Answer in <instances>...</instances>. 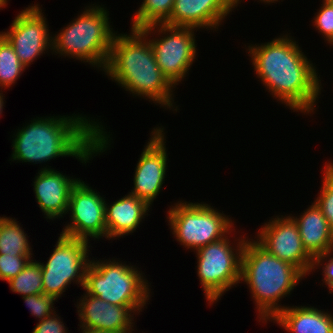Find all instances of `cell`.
<instances>
[{
  "label": "cell",
  "instance_id": "cell-16",
  "mask_svg": "<svg viewBox=\"0 0 333 333\" xmlns=\"http://www.w3.org/2000/svg\"><path fill=\"white\" fill-rule=\"evenodd\" d=\"M79 178H72L51 169V166L40 168L35 176L33 189L37 204L46 219L54 220L68 214V203L72 188Z\"/></svg>",
  "mask_w": 333,
  "mask_h": 333
},
{
  "label": "cell",
  "instance_id": "cell-2",
  "mask_svg": "<svg viewBox=\"0 0 333 333\" xmlns=\"http://www.w3.org/2000/svg\"><path fill=\"white\" fill-rule=\"evenodd\" d=\"M296 43L285 33L260 46L250 44L246 51L255 74L273 97L294 112L311 114L321 93V80Z\"/></svg>",
  "mask_w": 333,
  "mask_h": 333
},
{
  "label": "cell",
  "instance_id": "cell-17",
  "mask_svg": "<svg viewBox=\"0 0 333 333\" xmlns=\"http://www.w3.org/2000/svg\"><path fill=\"white\" fill-rule=\"evenodd\" d=\"M235 6L229 0H175L169 26L218 29ZM198 28V29H197Z\"/></svg>",
  "mask_w": 333,
  "mask_h": 333
},
{
  "label": "cell",
  "instance_id": "cell-9",
  "mask_svg": "<svg viewBox=\"0 0 333 333\" xmlns=\"http://www.w3.org/2000/svg\"><path fill=\"white\" fill-rule=\"evenodd\" d=\"M57 243L46 264L40 262L43 294L56 300L71 282L84 286L85 273L90 264L87 240L70 238L59 234ZM68 285V286H67Z\"/></svg>",
  "mask_w": 333,
  "mask_h": 333
},
{
  "label": "cell",
  "instance_id": "cell-1",
  "mask_svg": "<svg viewBox=\"0 0 333 333\" xmlns=\"http://www.w3.org/2000/svg\"><path fill=\"white\" fill-rule=\"evenodd\" d=\"M72 115L36 117L18 129L10 160L37 164L72 156L86 164L105 152L111 141L105 127L86 115Z\"/></svg>",
  "mask_w": 333,
  "mask_h": 333
},
{
  "label": "cell",
  "instance_id": "cell-3",
  "mask_svg": "<svg viewBox=\"0 0 333 333\" xmlns=\"http://www.w3.org/2000/svg\"><path fill=\"white\" fill-rule=\"evenodd\" d=\"M104 73L133 96L177 112L173 105L176 87L158 67L148 35L140 29L131 28L130 34L116 32Z\"/></svg>",
  "mask_w": 333,
  "mask_h": 333
},
{
  "label": "cell",
  "instance_id": "cell-33",
  "mask_svg": "<svg viewBox=\"0 0 333 333\" xmlns=\"http://www.w3.org/2000/svg\"><path fill=\"white\" fill-rule=\"evenodd\" d=\"M8 0H0V9L1 8H5V6L7 5Z\"/></svg>",
  "mask_w": 333,
  "mask_h": 333
},
{
  "label": "cell",
  "instance_id": "cell-31",
  "mask_svg": "<svg viewBox=\"0 0 333 333\" xmlns=\"http://www.w3.org/2000/svg\"><path fill=\"white\" fill-rule=\"evenodd\" d=\"M82 333H115V332H105V331H99V330H93V329H89V328H83L80 327Z\"/></svg>",
  "mask_w": 333,
  "mask_h": 333
},
{
  "label": "cell",
  "instance_id": "cell-22",
  "mask_svg": "<svg viewBox=\"0 0 333 333\" xmlns=\"http://www.w3.org/2000/svg\"><path fill=\"white\" fill-rule=\"evenodd\" d=\"M175 0H143L132 19V29H142L155 24H165Z\"/></svg>",
  "mask_w": 333,
  "mask_h": 333
},
{
  "label": "cell",
  "instance_id": "cell-14",
  "mask_svg": "<svg viewBox=\"0 0 333 333\" xmlns=\"http://www.w3.org/2000/svg\"><path fill=\"white\" fill-rule=\"evenodd\" d=\"M143 152L138 159L134 174V187L129 194L146 201L150 206L165 183L167 150L164 127H155Z\"/></svg>",
  "mask_w": 333,
  "mask_h": 333
},
{
  "label": "cell",
  "instance_id": "cell-20",
  "mask_svg": "<svg viewBox=\"0 0 333 333\" xmlns=\"http://www.w3.org/2000/svg\"><path fill=\"white\" fill-rule=\"evenodd\" d=\"M288 333H333V316L312 306H286L271 322Z\"/></svg>",
  "mask_w": 333,
  "mask_h": 333
},
{
  "label": "cell",
  "instance_id": "cell-18",
  "mask_svg": "<svg viewBox=\"0 0 333 333\" xmlns=\"http://www.w3.org/2000/svg\"><path fill=\"white\" fill-rule=\"evenodd\" d=\"M150 205L128 193L112 204H105L107 239L129 235L137 229L142 219L148 215Z\"/></svg>",
  "mask_w": 333,
  "mask_h": 333
},
{
  "label": "cell",
  "instance_id": "cell-35",
  "mask_svg": "<svg viewBox=\"0 0 333 333\" xmlns=\"http://www.w3.org/2000/svg\"><path fill=\"white\" fill-rule=\"evenodd\" d=\"M235 7L240 4V0H229Z\"/></svg>",
  "mask_w": 333,
  "mask_h": 333
},
{
  "label": "cell",
  "instance_id": "cell-11",
  "mask_svg": "<svg viewBox=\"0 0 333 333\" xmlns=\"http://www.w3.org/2000/svg\"><path fill=\"white\" fill-rule=\"evenodd\" d=\"M105 204L103 196L79 179L70 193V224L63 228L61 235L87 241L89 237L94 240L102 237L107 239Z\"/></svg>",
  "mask_w": 333,
  "mask_h": 333
},
{
  "label": "cell",
  "instance_id": "cell-25",
  "mask_svg": "<svg viewBox=\"0 0 333 333\" xmlns=\"http://www.w3.org/2000/svg\"><path fill=\"white\" fill-rule=\"evenodd\" d=\"M323 181L315 203L320 207L333 232V163L324 166Z\"/></svg>",
  "mask_w": 333,
  "mask_h": 333
},
{
  "label": "cell",
  "instance_id": "cell-29",
  "mask_svg": "<svg viewBox=\"0 0 333 333\" xmlns=\"http://www.w3.org/2000/svg\"><path fill=\"white\" fill-rule=\"evenodd\" d=\"M333 249L326 252L323 255H320L314 259V264L312 270L318 269L319 266H323L322 268V279L323 283L327 285L329 288V293H333ZM329 259V260H328ZM327 261V262H326ZM324 262V264H323ZM323 264V265H322ZM317 267V268H316Z\"/></svg>",
  "mask_w": 333,
  "mask_h": 333
},
{
  "label": "cell",
  "instance_id": "cell-30",
  "mask_svg": "<svg viewBox=\"0 0 333 333\" xmlns=\"http://www.w3.org/2000/svg\"><path fill=\"white\" fill-rule=\"evenodd\" d=\"M32 333H68V331L63 321L54 312L52 315L39 321Z\"/></svg>",
  "mask_w": 333,
  "mask_h": 333
},
{
  "label": "cell",
  "instance_id": "cell-15",
  "mask_svg": "<svg viewBox=\"0 0 333 333\" xmlns=\"http://www.w3.org/2000/svg\"><path fill=\"white\" fill-rule=\"evenodd\" d=\"M82 296L83 298L77 303L80 327L93 330L132 333L135 324L132 322L134 315L142 312L144 308V306L113 305L87 293Z\"/></svg>",
  "mask_w": 333,
  "mask_h": 333
},
{
  "label": "cell",
  "instance_id": "cell-8",
  "mask_svg": "<svg viewBox=\"0 0 333 333\" xmlns=\"http://www.w3.org/2000/svg\"><path fill=\"white\" fill-rule=\"evenodd\" d=\"M228 235L196 251L197 274L210 306L241 283V257L247 238L237 239L235 248Z\"/></svg>",
  "mask_w": 333,
  "mask_h": 333
},
{
  "label": "cell",
  "instance_id": "cell-32",
  "mask_svg": "<svg viewBox=\"0 0 333 333\" xmlns=\"http://www.w3.org/2000/svg\"><path fill=\"white\" fill-rule=\"evenodd\" d=\"M3 95H5V94H3L2 92L0 93V115L2 114V111H3V106H4V97L5 96H3Z\"/></svg>",
  "mask_w": 333,
  "mask_h": 333
},
{
  "label": "cell",
  "instance_id": "cell-21",
  "mask_svg": "<svg viewBox=\"0 0 333 333\" xmlns=\"http://www.w3.org/2000/svg\"><path fill=\"white\" fill-rule=\"evenodd\" d=\"M20 225L16 219L0 216V254L32 257L27 234Z\"/></svg>",
  "mask_w": 333,
  "mask_h": 333
},
{
  "label": "cell",
  "instance_id": "cell-26",
  "mask_svg": "<svg viewBox=\"0 0 333 333\" xmlns=\"http://www.w3.org/2000/svg\"><path fill=\"white\" fill-rule=\"evenodd\" d=\"M322 4L313 19V24L324 36V40L333 45V0H323Z\"/></svg>",
  "mask_w": 333,
  "mask_h": 333
},
{
  "label": "cell",
  "instance_id": "cell-5",
  "mask_svg": "<svg viewBox=\"0 0 333 333\" xmlns=\"http://www.w3.org/2000/svg\"><path fill=\"white\" fill-rule=\"evenodd\" d=\"M97 5L85 7L70 25L52 36L51 51L104 71L116 33L110 25L109 11Z\"/></svg>",
  "mask_w": 333,
  "mask_h": 333
},
{
  "label": "cell",
  "instance_id": "cell-7",
  "mask_svg": "<svg viewBox=\"0 0 333 333\" xmlns=\"http://www.w3.org/2000/svg\"><path fill=\"white\" fill-rule=\"evenodd\" d=\"M171 206L168 225L177 242L187 249L197 251L235 230L231 217L204 202L177 201Z\"/></svg>",
  "mask_w": 333,
  "mask_h": 333
},
{
  "label": "cell",
  "instance_id": "cell-23",
  "mask_svg": "<svg viewBox=\"0 0 333 333\" xmlns=\"http://www.w3.org/2000/svg\"><path fill=\"white\" fill-rule=\"evenodd\" d=\"M10 290L23 296L43 294L40 262L30 260L25 268L8 281Z\"/></svg>",
  "mask_w": 333,
  "mask_h": 333
},
{
  "label": "cell",
  "instance_id": "cell-19",
  "mask_svg": "<svg viewBox=\"0 0 333 333\" xmlns=\"http://www.w3.org/2000/svg\"><path fill=\"white\" fill-rule=\"evenodd\" d=\"M298 217L289 215L297 224L302 244L315 259L333 249V232L315 201Z\"/></svg>",
  "mask_w": 333,
  "mask_h": 333
},
{
  "label": "cell",
  "instance_id": "cell-34",
  "mask_svg": "<svg viewBox=\"0 0 333 333\" xmlns=\"http://www.w3.org/2000/svg\"><path fill=\"white\" fill-rule=\"evenodd\" d=\"M260 1L268 4L278 2V0H260ZM240 2H242V0H240Z\"/></svg>",
  "mask_w": 333,
  "mask_h": 333
},
{
  "label": "cell",
  "instance_id": "cell-6",
  "mask_svg": "<svg viewBox=\"0 0 333 333\" xmlns=\"http://www.w3.org/2000/svg\"><path fill=\"white\" fill-rule=\"evenodd\" d=\"M111 260L90 261L85 273V293L113 305L146 306L150 289L142 272L132 264Z\"/></svg>",
  "mask_w": 333,
  "mask_h": 333
},
{
  "label": "cell",
  "instance_id": "cell-4",
  "mask_svg": "<svg viewBox=\"0 0 333 333\" xmlns=\"http://www.w3.org/2000/svg\"><path fill=\"white\" fill-rule=\"evenodd\" d=\"M303 277L297 267L273 256L256 240L247 237L241 257L240 281L249 287L259 322L272 320L286 307L279 302L291 294Z\"/></svg>",
  "mask_w": 333,
  "mask_h": 333
},
{
  "label": "cell",
  "instance_id": "cell-27",
  "mask_svg": "<svg viewBox=\"0 0 333 333\" xmlns=\"http://www.w3.org/2000/svg\"><path fill=\"white\" fill-rule=\"evenodd\" d=\"M26 305L29 307L30 314L42 321L44 318L52 315L55 311V298L46 294H35L23 296ZM54 309V310H53Z\"/></svg>",
  "mask_w": 333,
  "mask_h": 333
},
{
  "label": "cell",
  "instance_id": "cell-13",
  "mask_svg": "<svg viewBox=\"0 0 333 333\" xmlns=\"http://www.w3.org/2000/svg\"><path fill=\"white\" fill-rule=\"evenodd\" d=\"M264 223L256 241L273 256L291 263L305 276L312 272L314 259L305 250L296 222L290 216H276Z\"/></svg>",
  "mask_w": 333,
  "mask_h": 333
},
{
  "label": "cell",
  "instance_id": "cell-24",
  "mask_svg": "<svg viewBox=\"0 0 333 333\" xmlns=\"http://www.w3.org/2000/svg\"><path fill=\"white\" fill-rule=\"evenodd\" d=\"M26 67L19 61L15 50L0 34V87L8 89L22 75Z\"/></svg>",
  "mask_w": 333,
  "mask_h": 333
},
{
  "label": "cell",
  "instance_id": "cell-28",
  "mask_svg": "<svg viewBox=\"0 0 333 333\" xmlns=\"http://www.w3.org/2000/svg\"><path fill=\"white\" fill-rule=\"evenodd\" d=\"M31 258L0 254V279L8 282L25 268Z\"/></svg>",
  "mask_w": 333,
  "mask_h": 333
},
{
  "label": "cell",
  "instance_id": "cell-10",
  "mask_svg": "<svg viewBox=\"0 0 333 333\" xmlns=\"http://www.w3.org/2000/svg\"><path fill=\"white\" fill-rule=\"evenodd\" d=\"M140 30L150 37L154 31V34L159 32L158 35H162L161 38H149V41L158 67L176 87L187 76L196 59L195 28L155 24Z\"/></svg>",
  "mask_w": 333,
  "mask_h": 333
},
{
  "label": "cell",
  "instance_id": "cell-12",
  "mask_svg": "<svg viewBox=\"0 0 333 333\" xmlns=\"http://www.w3.org/2000/svg\"><path fill=\"white\" fill-rule=\"evenodd\" d=\"M46 19L40 5L32 4L20 11L9 30L0 32L25 67H29L44 51L52 50V35Z\"/></svg>",
  "mask_w": 333,
  "mask_h": 333
}]
</instances>
